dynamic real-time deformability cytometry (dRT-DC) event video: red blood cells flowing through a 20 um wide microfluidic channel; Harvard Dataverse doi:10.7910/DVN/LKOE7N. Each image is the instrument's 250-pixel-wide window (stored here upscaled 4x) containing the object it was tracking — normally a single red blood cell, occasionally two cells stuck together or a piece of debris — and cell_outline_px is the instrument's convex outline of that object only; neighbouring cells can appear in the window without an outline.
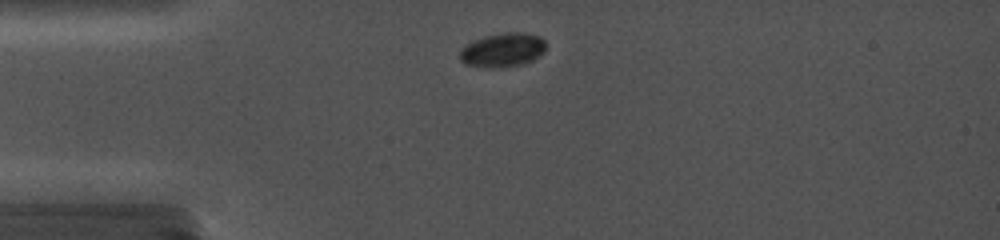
{"species": "common noctule bat (a hibernating species)", "species_latin": "Nyctalus noctula", "temperature_condition": "cold", "stored_images_in_passage": 14, "camera_frame_rate_fps": 5000, "um_per_image_px": 0.085, "animal": {"sex": "female", "body_mass_g": 19.0, "forearm_length_mm": 56.7}, "frame": {"image": 1, "passage_image": 1, "time_ms": 0.0, "image_size_px": [1000, 240], "cell_outline_px": [[544, 52], [532, 60], [520, 64], [492, 68], [484, 68], [464, 64], [460, 60], [460, 48], [484, 36], [508, 32], [524, 32], [540, 36], [544, 40]], "centroid_in_image_um": [42.7, 4.25], "position_along_channel_um": 42.3, "area_um2": 16.94}}
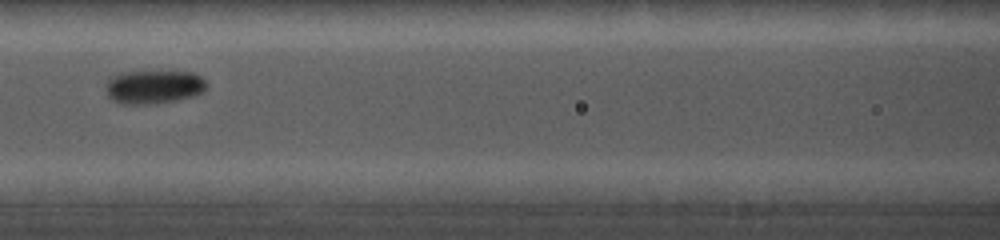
{"frame": {"image": 2, "passage_image": 4, "time_ms": 3.6, "image_size_px": [1000, 240], "cell_outline_px": [[208, 84], [204, 92], [196, 96], [176, 100], [152, 104], [120, 104], [112, 100], [108, 96], [108, 80], [120, 72], [192, 72], [200, 76]], "centroid_in_image_um": [13.12, 7.4], "position_along_channel_um": 153.5, "area_um2": 19.65}}
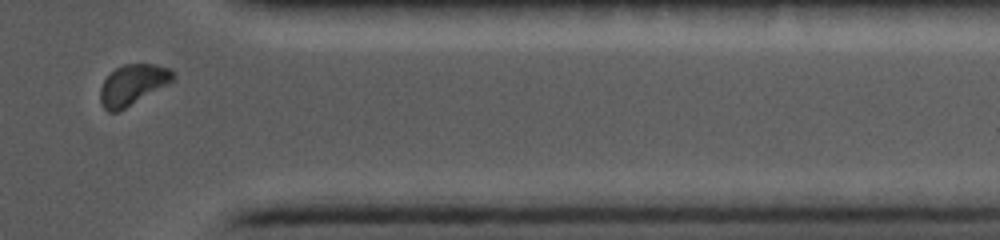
{"frame": {"image": 3, "passage_image": 11, "time_ms": 10.2, "image_size_px": [1000, 240], "cell_outline_px": [[176, 76], [168, 84], [124, 108], [116, 112], [108, 112], [100, 104], [100, 88], [104, 80], [116, 68], [124, 64], [156, 64], [168, 68], [176, 72]], "centroid_in_image_um": [11.28, 7.19], "position_along_channel_um": 400.1, "area_um2": 16.99}}